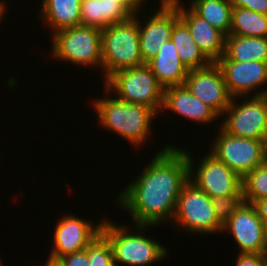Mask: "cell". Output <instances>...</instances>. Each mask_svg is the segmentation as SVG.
I'll use <instances>...</instances> for the list:
<instances>
[{"label":"cell","mask_w":267,"mask_h":266,"mask_svg":"<svg viewBox=\"0 0 267 266\" xmlns=\"http://www.w3.org/2000/svg\"><path fill=\"white\" fill-rule=\"evenodd\" d=\"M170 1L177 7L179 18L187 25L203 54L211 62H217L224 55L226 35L198 16L191 8L185 10L179 0Z\"/></svg>","instance_id":"cell-16"},{"label":"cell","mask_w":267,"mask_h":266,"mask_svg":"<svg viewBox=\"0 0 267 266\" xmlns=\"http://www.w3.org/2000/svg\"><path fill=\"white\" fill-rule=\"evenodd\" d=\"M190 8L226 36L230 35L233 6L230 0H193Z\"/></svg>","instance_id":"cell-23"},{"label":"cell","mask_w":267,"mask_h":266,"mask_svg":"<svg viewBox=\"0 0 267 266\" xmlns=\"http://www.w3.org/2000/svg\"><path fill=\"white\" fill-rule=\"evenodd\" d=\"M216 64L223 73L226 88L231 97L242 98L251 90L267 84V62L218 60Z\"/></svg>","instance_id":"cell-15"},{"label":"cell","mask_w":267,"mask_h":266,"mask_svg":"<svg viewBox=\"0 0 267 266\" xmlns=\"http://www.w3.org/2000/svg\"><path fill=\"white\" fill-rule=\"evenodd\" d=\"M188 181L186 150L168 145L119 193L118 203L127 209L135 225L161 224L174 217L182 187Z\"/></svg>","instance_id":"cell-1"},{"label":"cell","mask_w":267,"mask_h":266,"mask_svg":"<svg viewBox=\"0 0 267 266\" xmlns=\"http://www.w3.org/2000/svg\"><path fill=\"white\" fill-rule=\"evenodd\" d=\"M93 102L103 127L118 133L133 145L139 146L147 140L151 122L157 115L151 108L113 97H104Z\"/></svg>","instance_id":"cell-2"},{"label":"cell","mask_w":267,"mask_h":266,"mask_svg":"<svg viewBox=\"0 0 267 266\" xmlns=\"http://www.w3.org/2000/svg\"><path fill=\"white\" fill-rule=\"evenodd\" d=\"M263 254L267 257V226H266V230H265V246H264Z\"/></svg>","instance_id":"cell-34"},{"label":"cell","mask_w":267,"mask_h":266,"mask_svg":"<svg viewBox=\"0 0 267 266\" xmlns=\"http://www.w3.org/2000/svg\"><path fill=\"white\" fill-rule=\"evenodd\" d=\"M189 164V180L210 197L243 195L242 178L210 152L202 158L194 175L193 159L186 151Z\"/></svg>","instance_id":"cell-10"},{"label":"cell","mask_w":267,"mask_h":266,"mask_svg":"<svg viewBox=\"0 0 267 266\" xmlns=\"http://www.w3.org/2000/svg\"><path fill=\"white\" fill-rule=\"evenodd\" d=\"M132 15L115 0H81V25L99 29L127 21Z\"/></svg>","instance_id":"cell-19"},{"label":"cell","mask_w":267,"mask_h":266,"mask_svg":"<svg viewBox=\"0 0 267 266\" xmlns=\"http://www.w3.org/2000/svg\"><path fill=\"white\" fill-rule=\"evenodd\" d=\"M255 95H267V89L264 90V88L262 90H260V92L256 93Z\"/></svg>","instance_id":"cell-36"},{"label":"cell","mask_w":267,"mask_h":266,"mask_svg":"<svg viewBox=\"0 0 267 266\" xmlns=\"http://www.w3.org/2000/svg\"><path fill=\"white\" fill-rule=\"evenodd\" d=\"M171 221L178 223L177 226L181 225L192 234L222 232L223 227L215 214L211 197L190 180L182 187Z\"/></svg>","instance_id":"cell-7"},{"label":"cell","mask_w":267,"mask_h":266,"mask_svg":"<svg viewBox=\"0 0 267 266\" xmlns=\"http://www.w3.org/2000/svg\"><path fill=\"white\" fill-rule=\"evenodd\" d=\"M240 247L239 254H263L266 225L253 204L243 202L235 213L223 224Z\"/></svg>","instance_id":"cell-12"},{"label":"cell","mask_w":267,"mask_h":266,"mask_svg":"<svg viewBox=\"0 0 267 266\" xmlns=\"http://www.w3.org/2000/svg\"><path fill=\"white\" fill-rule=\"evenodd\" d=\"M107 220L102 221L101 233L111 244L115 266L119 262L130 266H146L166 257L167 249L163 245L143 236L142 231L151 225H136L138 231L131 234L126 227Z\"/></svg>","instance_id":"cell-4"},{"label":"cell","mask_w":267,"mask_h":266,"mask_svg":"<svg viewBox=\"0 0 267 266\" xmlns=\"http://www.w3.org/2000/svg\"><path fill=\"white\" fill-rule=\"evenodd\" d=\"M41 6L42 20L54 29V33L81 25V0H43Z\"/></svg>","instance_id":"cell-21"},{"label":"cell","mask_w":267,"mask_h":266,"mask_svg":"<svg viewBox=\"0 0 267 266\" xmlns=\"http://www.w3.org/2000/svg\"><path fill=\"white\" fill-rule=\"evenodd\" d=\"M55 261L60 266H90L86 250L62 256Z\"/></svg>","instance_id":"cell-28"},{"label":"cell","mask_w":267,"mask_h":266,"mask_svg":"<svg viewBox=\"0 0 267 266\" xmlns=\"http://www.w3.org/2000/svg\"><path fill=\"white\" fill-rule=\"evenodd\" d=\"M45 266H60V265L56 261L47 259V263Z\"/></svg>","instance_id":"cell-35"},{"label":"cell","mask_w":267,"mask_h":266,"mask_svg":"<svg viewBox=\"0 0 267 266\" xmlns=\"http://www.w3.org/2000/svg\"><path fill=\"white\" fill-rule=\"evenodd\" d=\"M230 35L267 37V15L233 7Z\"/></svg>","instance_id":"cell-24"},{"label":"cell","mask_w":267,"mask_h":266,"mask_svg":"<svg viewBox=\"0 0 267 266\" xmlns=\"http://www.w3.org/2000/svg\"><path fill=\"white\" fill-rule=\"evenodd\" d=\"M219 60L267 62V37L227 35L224 55Z\"/></svg>","instance_id":"cell-20"},{"label":"cell","mask_w":267,"mask_h":266,"mask_svg":"<svg viewBox=\"0 0 267 266\" xmlns=\"http://www.w3.org/2000/svg\"><path fill=\"white\" fill-rule=\"evenodd\" d=\"M52 56L77 65L102 67L101 29L78 25L52 35Z\"/></svg>","instance_id":"cell-6"},{"label":"cell","mask_w":267,"mask_h":266,"mask_svg":"<svg viewBox=\"0 0 267 266\" xmlns=\"http://www.w3.org/2000/svg\"><path fill=\"white\" fill-rule=\"evenodd\" d=\"M218 133L210 153L241 178L267 160V140L235 137L222 128Z\"/></svg>","instance_id":"cell-8"},{"label":"cell","mask_w":267,"mask_h":266,"mask_svg":"<svg viewBox=\"0 0 267 266\" xmlns=\"http://www.w3.org/2000/svg\"><path fill=\"white\" fill-rule=\"evenodd\" d=\"M160 2L161 7L145 26L142 23V27L138 21L140 54L144 64L156 55L163 43L171 40L174 24L180 19L177 7L170 0Z\"/></svg>","instance_id":"cell-14"},{"label":"cell","mask_w":267,"mask_h":266,"mask_svg":"<svg viewBox=\"0 0 267 266\" xmlns=\"http://www.w3.org/2000/svg\"><path fill=\"white\" fill-rule=\"evenodd\" d=\"M171 40L176 46L178 57L188 70L201 69L212 63L197 46L181 19L174 24Z\"/></svg>","instance_id":"cell-22"},{"label":"cell","mask_w":267,"mask_h":266,"mask_svg":"<svg viewBox=\"0 0 267 266\" xmlns=\"http://www.w3.org/2000/svg\"><path fill=\"white\" fill-rule=\"evenodd\" d=\"M266 261L264 254H239L236 266H265Z\"/></svg>","instance_id":"cell-30"},{"label":"cell","mask_w":267,"mask_h":266,"mask_svg":"<svg viewBox=\"0 0 267 266\" xmlns=\"http://www.w3.org/2000/svg\"><path fill=\"white\" fill-rule=\"evenodd\" d=\"M102 70L105 81L115 72L144 65L140 54L136 15L101 29Z\"/></svg>","instance_id":"cell-3"},{"label":"cell","mask_w":267,"mask_h":266,"mask_svg":"<svg viewBox=\"0 0 267 266\" xmlns=\"http://www.w3.org/2000/svg\"><path fill=\"white\" fill-rule=\"evenodd\" d=\"M183 85L219 116L224 115L229 107L232 97L227 91L223 73L216 62L201 69L189 70Z\"/></svg>","instance_id":"cell-11"},{"label":"cell","mask_w":267,"mask_h":266,"mask_svg":"<svg viewBox=\"0 0 267 266\" xmlns=\"http://www.w3.org/2000/svg\"><path fill=\"white\" fill-rule=\"evenodd\" d=\"M215 214L218 220L224 224L244 202L243 195H230L227 197H211Z\"/></svg>","instance_id":"cell-27"},{"label":"cell","mask_w":267,"mask_h":266,"mask_svg":"<svg viewBox=\"0 0 267 266\" xmlns=\"http://www.w3.org/2000/svg\"><path fill=\"white\" fill-rule=\"evenodd\" d=\"M105 86L106 94L115 91L119 100L162 111L164 88L146 64L113 73Z\"/></svg>","instance_id":"cell-5"},{"label":"cell","mask_w":267,"mask_h":266,"mask_svg":"<svg viewBox=\"0 0 267 266\" xmlns=\"http://www.w3.org/2000/svg\"><path fill=\"white\" fill-rule=\"evenodd\" d=\"M146 65L164 89L183 85L189 71L178 57L176 46L172 40L163 43L156 55Z\"/></svg>","instance_id":"cell-18"},{"label":"cell","mask_w":267,"mask_h":266,"mask_svg":"<svg viewBox=\"0 0 267 266\" xmlns=\"http://www.w3.org/2000/svg\"><path fill=\"white\" fill-rule=\"evenodd\" d=\"M78 216L67 215L62 217L54 230V247L48 259H56L83 251L101 233L102 221L97 226Z\"/></svg>","instance_id":"cell-13"},{"label":"cell","mask_w":267,"mask_h":266,"mask_svg":"<svg viewBox=\"0 0 267 266\" xmlns=\"http://www.w3.org/2000/svg\"><path fill=\"white\" fill-rule=\"evenodd\" d=\"M85 250L90 266H115L111 244L102 233Z\"/></svg>","instance_id":"cell-26"},{"label":"cell","mask_w":267,"mask_h":266,"mask_svg":"<svg viewBox=\"0 0 267 266\" xmlns=\"http://www.w3.org/2000/svg\"><path fill=\"white\" fill-rule=\"evenodd\" d=\"M162 109L174 111L198 123H213L220 117L211 107L191 94L184 85L170 86L164 89Z\"/></svg>","instance_id":"cell-17"},{"label":"cell","mask_w":267,"mask_h":266,"mask_svg":"<svg viewBox=\"0 0 267 266\" xmlns=\"http://www.w3.org/2000/svg\"><path fill=\"white\" fill-rule=\"evenodd\" d=\"M231 98L220 126L229 135L255 140H267V95H253L249 100L236 104Z\"/></svg>","instance_id":"cell-9"},{"label":"cell","mask_w":267,"mask_h":266,"mask_svg":"<svg viewBox=\"0 0 267 266\" xmlns=\"http://www.w3.org/2000/svg\"><path fill=\"white\" fill-rule=\"evenodd\" d=\"M242 187L245 203L254 204L267 198V160L242 178Z\"/></svg>","instance_id":"cell-25"},{"label":"cell","mask_w":267,"mask_h":266,"mask_svg":"<svg viewBox=\"0 0 267 266\" xmlns=\"http://www.w3.org/2000/svg\"><path fill=\"white\" fill-rule=\"evenodd\" d=\"M120 3L132 16L138 17L142 2L145 0H115ZM147 1V0H146ZM140 7V8H139Z\"/></svg>","instance_id":"cell-31"},{"label":"cell","mask_w":267,"mask_h":266,"mask_svg":"<svg viewBox=\"0 0 267 266\" xmlns=\"http://www.w3.org/2000/svg\"><path fill=\"white\" fill-rule=\"evenodd\" d=\"M7 7H5V3L3 1L0 2V21L3 18V14L5 13L4 11L6 10Z\"/></svg>","instance_id":"cell-33"},{"label":"cell","mask_w":267,"mask_h":266,"mask_svg":"<svg viewBox=\"0 0 267 266\" xmlns=\"http://www.w3.org/2000/svg\"><path fill=\"white\" fill-rule=\"evenodd\" d=\"M230 3L233 7L246 8L267 15V0H230Z\"/></svg>","instance_id":"cell-29"},{"label":"cell","mask_w":267,"mask_h":266,"mask_svg":"<svg viewBox=\"0 0 267 266\" xmlns=\"http://www.w3.org/2000/svg\"><path fill=\"white\" fill-rule=\"evenodd\" d=\"M262 219L263 223L267 226V198H262L253 204Z\"/></svg>","instance_id":"cell-32"}]
</instances>
